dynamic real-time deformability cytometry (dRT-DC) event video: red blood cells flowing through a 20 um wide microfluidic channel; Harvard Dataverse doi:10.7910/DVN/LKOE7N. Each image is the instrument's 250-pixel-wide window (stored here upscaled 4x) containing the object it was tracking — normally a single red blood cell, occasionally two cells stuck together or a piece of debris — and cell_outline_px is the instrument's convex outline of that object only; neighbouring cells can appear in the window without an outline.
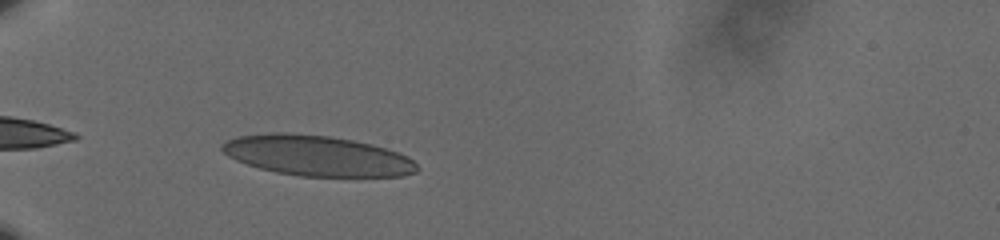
{"species": "human", "species_latin": "Homo sapiens", "temperature_condition": "cold", "stored_images_in_passage": 28, "camera_frame_rate_fps": 3000, "um_per_image_px": 0.085, "donor": {"sex": "male"}, "frame": {"image": 1, "passage_image": 3, "time_ms": 0.667, "image_size_px": [1000, 240], "cell_outline_px": [[420, 168], [416, 172], [404, 176], [300, 176], [276, 172], [260, 168], [236, 160], [228, 156], [220, 148], [220, 144], [236, 136], [268, 132], [288, 132], [328, 136], [352, 140], [372, 144], [408, 156]], "centroid_in_image_um": [26.92, 13.22], "position_along_channel_um": 58.1, "area_um2": 45.95}}
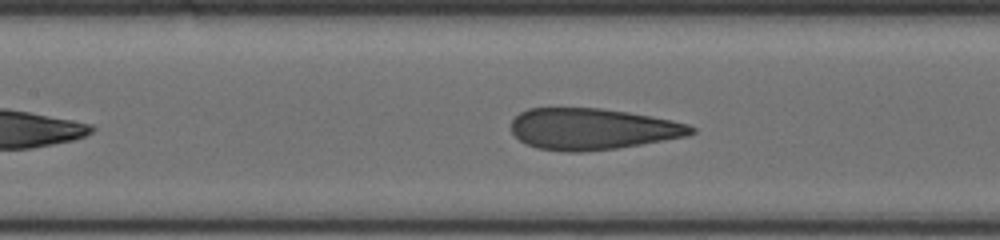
{"frame": {"image": 2, "passage_image": 13, "time_ms": 4.0, "image_size_px": [1000, 240], "cell_outline_px": [[696, 132], [688, 136], [616, 148], [584, 152], [568, 152], [536, 148], [520, 140], [512, 132], [512, 120], [520, 112], [528, 108], [600, 108], [628, 112], [652, 116], [672, 120], [688, 124], [696, 128]], "centroid_in_image_um": [50.37, 10.96], "position_along_channel_um": 157.0, "area_um2": 43.35}}
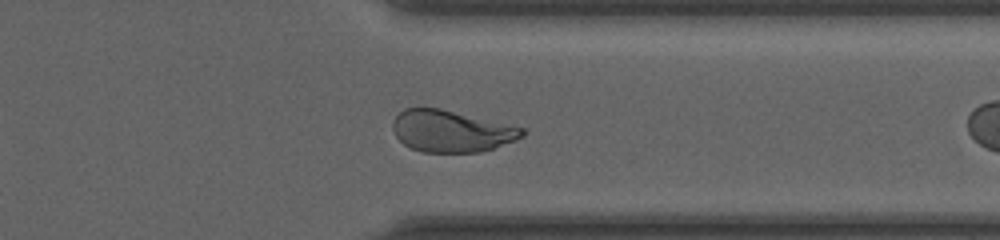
{"frame": {"image": 3, "passage_image": 27, "time_ms": 8.667, "image_size_px": [1000, 240], "cell_outline_px": [[524, 136], [516, 140], [480, 152], [420, 152], [404, 144], [396, 136], [392, 128], [392, 120], [404, 108], [440, 108], [524, 128]], "centroid_in_image_um": [38.33, 11.15], "position_along_channel_um": 373.1, "area_um2": 31.27}}